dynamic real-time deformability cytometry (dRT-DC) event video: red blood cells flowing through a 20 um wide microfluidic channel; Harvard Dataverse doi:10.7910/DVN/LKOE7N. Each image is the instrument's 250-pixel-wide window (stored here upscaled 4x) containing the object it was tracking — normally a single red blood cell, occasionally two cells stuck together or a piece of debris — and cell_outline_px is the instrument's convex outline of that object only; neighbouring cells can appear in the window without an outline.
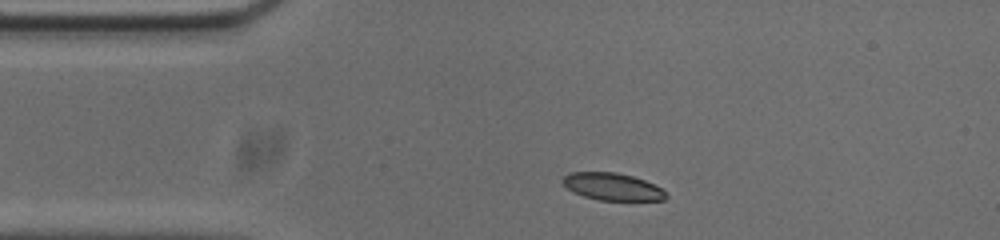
{"species": "common noctule bat (a hibernating species)", "species_latin": "Nyctalus noctula", "temperature_condition": "cold", "stored_images_in_passage": 41, "camera_frame_rate_fps": 3000, "um_per_image_px": 0.085, "animal": {"sex": "male", "body_mass_g": 20.0, "forearm_length_mm": 53.3}, "frame": {"image": 1, "passage_image": 4, "time_ms": 1.0, "image_size_px": [1000, 240], "cell_outline_px": [[668, 196], [664, 200], [600, 200], [584, 196], [572, 192], [560, 180], [568, 172], [616, 172], [632, 176], [644, 180], [660, 188]], "centroid_in_image_um": [52.01, 15.86], "position_along_channel_um": 33.0, "area_um2": 16.3}}
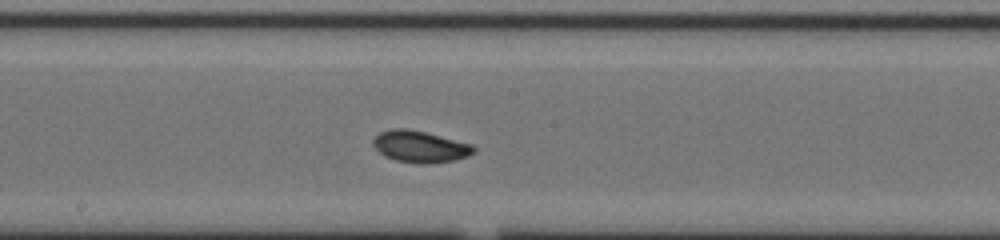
{"frame": {"image": 2, "passage_image": 21, "time_ms": 6.667, "image_size_px": [1000, 240], "cell_outline_px": [[476, 152], [468, 156], [452, 160], [428, 164], [420, 164], [396, 160], [384, 156], [372, 144], [372, 140], [380, 132], [388, 128], [404, 128], [424, 132], [472, 144], [476, 148]], "centroid_in_image_um": [35.69, 12.46], "position_along_channel_um": 212.5, "area_um2": 18.5}}
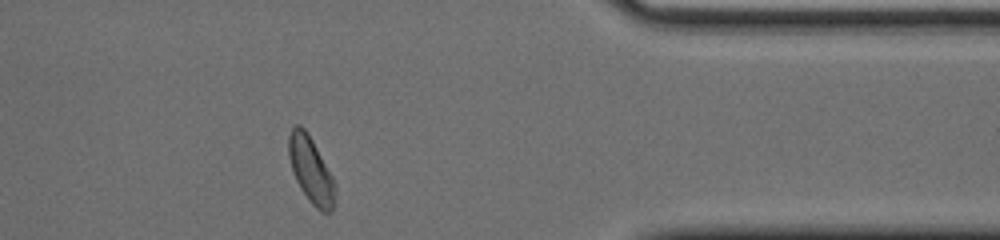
{"frame": {"image": 3, "passage_image": 37, "time_ms": 12.0, "image_size_px": [1000, 240], "cell_outline_px": [[336, 200], [332, 212], [320, 212], [308, 200], [300, 188], [292, 172], [288, 156], [288, 136], [292, 128], [296, 124], [300, 124], [308, 132], [332, 176], [336, 184]], "centroid_in_image_um": [26.43, 14.47], "position_along_channel_um": 385.0, "area_um2": 18.21}, "authors_computed_cell_mechanics": {"area_um2": 17.8024, "velocity_mm_per_s": 3.7006, "shape_relaxation_time_tau1_ms": 2.2588, "shape_relaxation_time_tau2_ms": 5.997, "deformation_change_tau1": 0.075, "deformation_change_tau2": 0.0827}}